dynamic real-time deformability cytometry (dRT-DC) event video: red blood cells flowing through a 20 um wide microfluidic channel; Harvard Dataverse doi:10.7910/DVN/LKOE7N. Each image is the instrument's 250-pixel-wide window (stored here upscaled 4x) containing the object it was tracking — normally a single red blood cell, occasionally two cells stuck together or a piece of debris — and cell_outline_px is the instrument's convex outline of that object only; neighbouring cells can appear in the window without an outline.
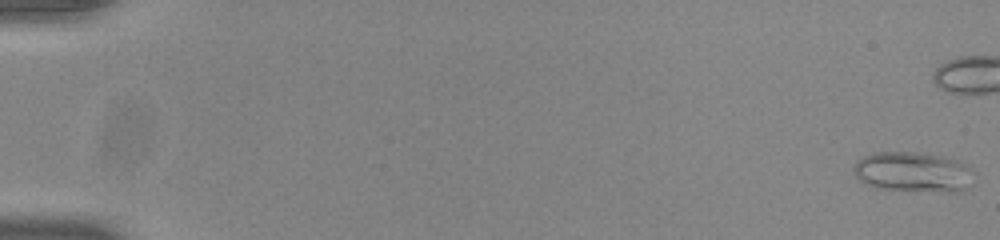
{"species": "common noctule bat (a hibernating species)", "species_latin": "Nyctalus noctula", "temperature_condition": "room temperature", "stored_images_in_passage": 44, "camera_frame_rate_fps": 3000, "um_per_image_px": 0.085, "animal": {"sex": "male", "body_mass_g": 20.0, "forearm_length_mm": 53.3}, "frame": {"image": 1, "passage_image": 1, "time_ms": 0.0, "image_size_px": [1000, 240], "cell_outline_px": [[968, 168], [964, 188], [960, 192], [952, 192], [876, 188], [860, 180], [856, 176], [852, 168], [856, 160], [872, 152], [916, 152], [944, 156], [956, 160], [964, 164]], "centroid_in_image_um": [77.46, 14.59], "position_along_channel_um": 7.5, "area_um2": 27.34}}
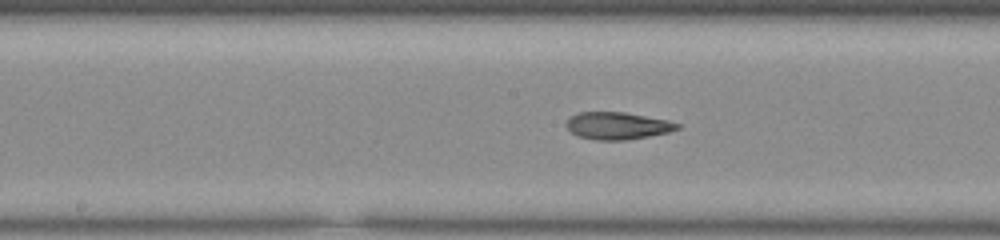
{"frame": {"image": 2, "passage_image": 29, "time_ms": 9.333, "image_size_px": [1000, 240], "cell_outline_px": [[680, 128], [668, 132], [628, 140], [596, 140], [580, 136], [572, 132], [564, 124], [568, 116], [580, 112], [624, 112], [668, 120], [680, 124]], "centroid_in_image_um": [52.46, 10.68], "position_along_channel_um": 195.7, "area_um2": 17.63}}
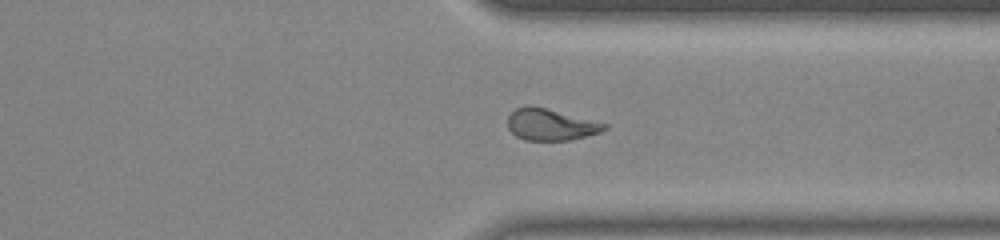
{"frame": {"image": 3, "passage_image": 42, "time_ms": 13.667, "image_size_px": [1000, 240], "cell_outline_px": [[608, 128], [600, 132], [572, 140], [524, 140], [516, 136], [508, 128], [508, 116], [516, 108], [524, 104], [532, 104], [608, 124]], "centroid_in_image_um": [46.79, 10.57], "position_along_channel_um": 364.6, "area_um2": 17.98}}